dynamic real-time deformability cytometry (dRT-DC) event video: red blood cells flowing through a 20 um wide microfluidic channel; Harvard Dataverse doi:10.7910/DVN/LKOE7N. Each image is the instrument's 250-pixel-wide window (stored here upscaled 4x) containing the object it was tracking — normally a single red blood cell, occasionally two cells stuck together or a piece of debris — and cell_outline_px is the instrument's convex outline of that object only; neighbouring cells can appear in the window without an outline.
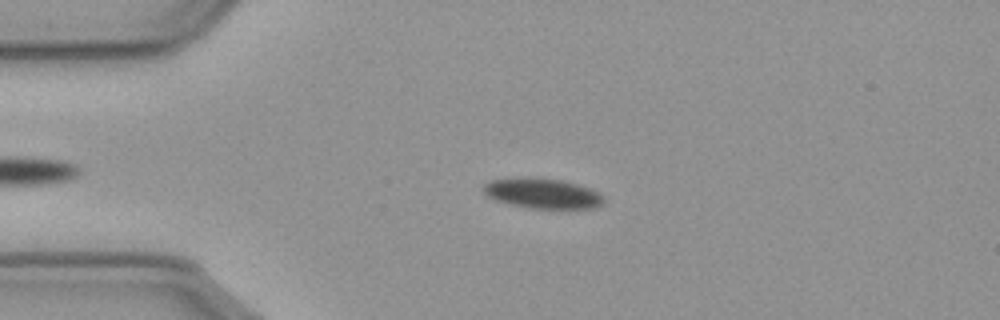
{"species": "common noctule bat (a hibernating species)", "species_latin": "Nyctalus noctula", "temperature_condition": "cold", "stored_images_in_passage": 38, "camera_frame_rate_fps": 3000, "um_per_image_px": 0.085, "animal": {"sex": "male", "body_mass_g": 23.1, "forearm_length_mm": 52.7}, "frame": {"image": 1, "passage_image": 2, "time_ms": 0.333, "image_size_px": [1000, 320], "cell_outline_px": [[604, 204], [592, 208], [528, 208], [496, 200], [488, 196], [484, 192], [484, 184], [492, 180], [560, 180], [576, 184], [588, 188], [604, 196]], "centroid_in_image_um": [46.18, 16.49], "position_along_channel_um": 38.8, "area_um2": 19.94}}
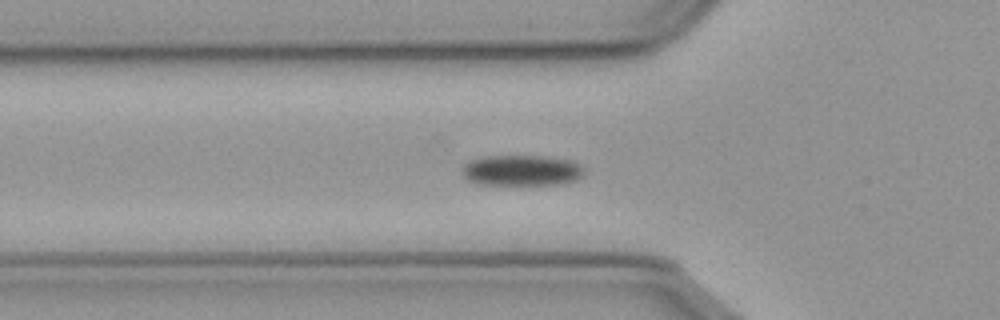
{"frame": {"image": 2, "passage_image": 8, "time_ms": 2.333, "image_size_px": [1000, 320], "cell_outline_px": [[584, 176], [576, 180], [564, 184], [480, 184], [468, 180], [460, 172], [460, 168], [468, 160], [484, 156], [544, 156], [572, 160], [580, 164], [584, 168]], "centroid_in_image_um": [44.34, 14.47], "position_along_channel_um": 81.5, "area_um2": 22.2}}
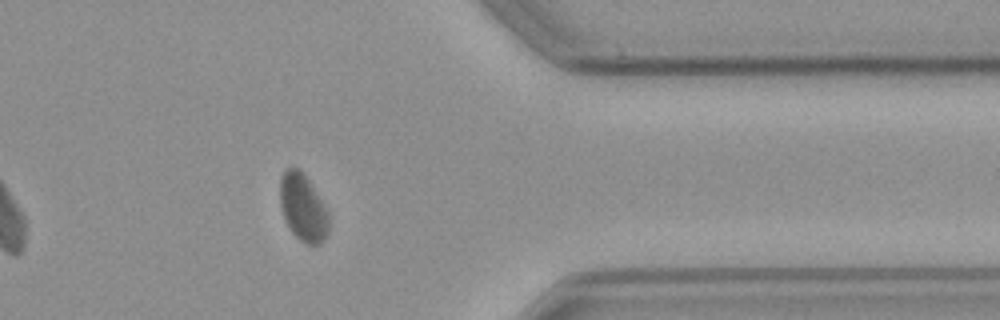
{"frame": {"image": 3, "passage_image": 35, "time_ms": 11.333, "image_size_px": [1000, 320], "cell_outline_px": [[328, 232], [324, 240], [320, 244], [308, 244], [300, 240], [292, 232], [284, 216], [280, 204], [280, 176], [288, 168], [296, 168], [308, 180], [328, 212]], "centroid_in_image_um": [25.75, 17.67], "position_along_channel_um": 385.7, "area_um2": 18.55}, "authors_computed_cell_mechanics": {"area_um2": 21.7617, "velocity_mm_per_s": 3.5547, "shape_relaxation_time_tau1_ms": 1.7198, "shape_relaxation_time_tau2_ms": null, "deformation_change_tau1": 0.0544, "deformation_change_tau2": null}}